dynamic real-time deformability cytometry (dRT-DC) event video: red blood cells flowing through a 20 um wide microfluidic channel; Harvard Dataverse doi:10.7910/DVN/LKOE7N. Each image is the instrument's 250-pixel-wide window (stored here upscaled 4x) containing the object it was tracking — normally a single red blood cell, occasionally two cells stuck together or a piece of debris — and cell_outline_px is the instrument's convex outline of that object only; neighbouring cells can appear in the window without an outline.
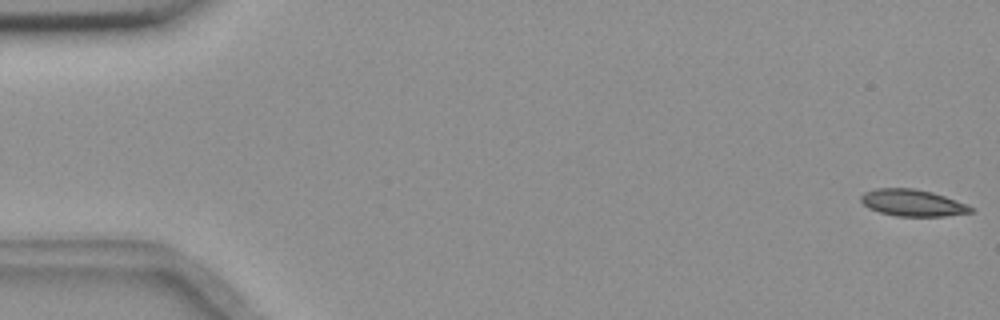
{"species": "common noctule bat (a hibernating species)", "species_latin": "Nyctalus noctula", "temperature_condition": "room temperature", "stored_images_in_passage": 8, "camera_frame_rate_fps": 3000, "um_per_image_px": 0.085, "animal": {"sex": "female", "body_mass_g": 18.4}, "frame": {"image": 1, "passage_image": 1, "time_ms": 0.0, "image_size_px": [1000, 320], "cell_outline_px": [[972, 212], [944, 216], [896, 216], [880, 212], [868, 208], [860, 200], [860, 196], [864, 192], [876, 188], [912, 188], [932, 192], [968, 204], [972, 208]], "centroid_in_image_um": [77.54, 17.24], "position_along_channel_um": 7.5, "area_um2": 17.05}}
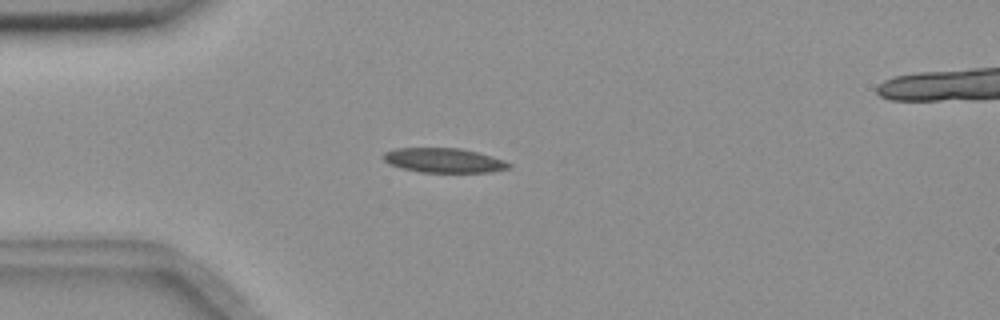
{"frame": {"image": 2, "passage_image": 5, "time_ms": 1.333, "image_size_px": [1000, 320], "cell_outline_px": [[512, 168], [492, 172], [420, 172], [388, 164], [380, 156], [384, 152], [396, 148], [460, 148], [476, 152], [504, 160], [512, 164]], "centroid_in_image_um": [37.72, 13.63], "position_along_channel_um": 47.3, "area_um2": 17.98}}
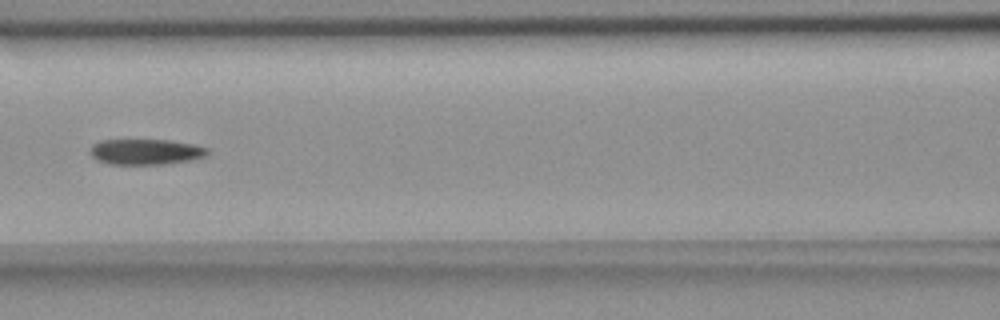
{"frame": {"image": 3, "passage_image": 8, "time_ms": 2.333, "image_size_px": [1000, 320], "cell_outline_px": [[208, 156], [196, 160], [164, 164], [108, 164], [96, 160], [88, 152], [92, 144], [100, 140], [168, 140], [192, 144], [208, 148]], "centroid_in_image_um": [12.39, 12.91], "position_along_channel_um": 154.2, "area_um2": 17.8}}